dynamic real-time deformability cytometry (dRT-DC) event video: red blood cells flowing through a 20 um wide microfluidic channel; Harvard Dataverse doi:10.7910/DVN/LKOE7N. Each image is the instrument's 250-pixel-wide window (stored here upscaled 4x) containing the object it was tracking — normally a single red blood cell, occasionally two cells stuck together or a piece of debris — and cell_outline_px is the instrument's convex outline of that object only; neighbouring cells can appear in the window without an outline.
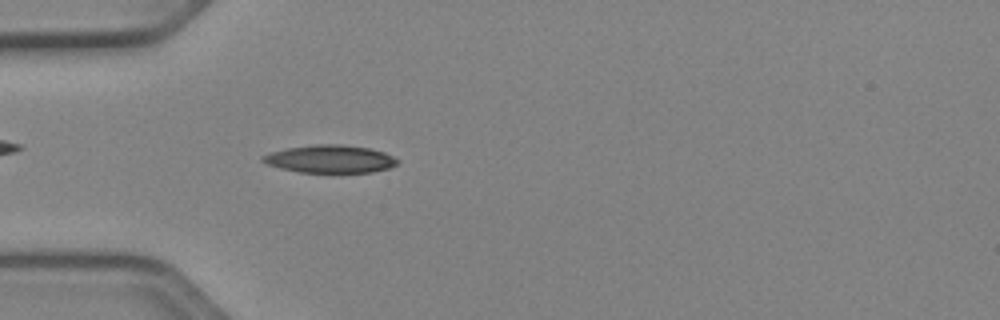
{"species": "Egyptian fruit bat (a non-hibernating species)", "species_latin": "Rousettus aegyptiacus", "temperature_condition": "cold", "stored_images_in_passage": 51, "camera_frame_rate_fps": 3000, "um_per_image_px": 0.085, "animal": {"sex": "female"}, "frame": {"image": 1, "passage_image": 15, "time_ms": 4.667, "image_size_px": [1000, 320], "cell_outline_px": [[400, 160], [396, 164], [388, 168], [372, 172], [300, 172], [280, 168], [268, 164], [260, 160], [260, 156], [268, 152], [288, 148], [316, 144], [340, 144], [368, 148], [384, 152]], "centroid_in_image_um": [28.02, 13.51], "position_along_channel_um": 57.0, "area_um2": 21.73}}
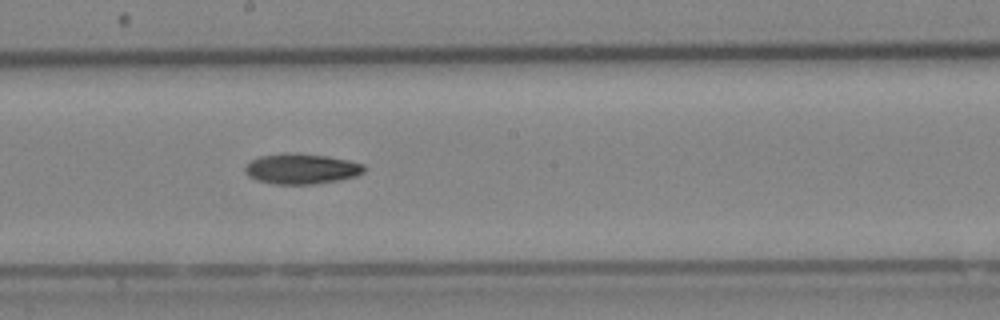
{"frame": {"image": 2, "passage_image": 28, "time_ms": 9.0, "image_size_px": [1000, 320], "cell_outline_px": [[364, 172], [356, 176], [336, 180], [312, 184], [272, 184], [256, 180], [248, 176], [244, 168], [252, 160], [260, 156], [328, 156], [348, 160], [364, 164]], "centroid_in_image_um": [25.65, 14.4], "position_along_channel_um": 222.6, "area_um2": 20.0}}
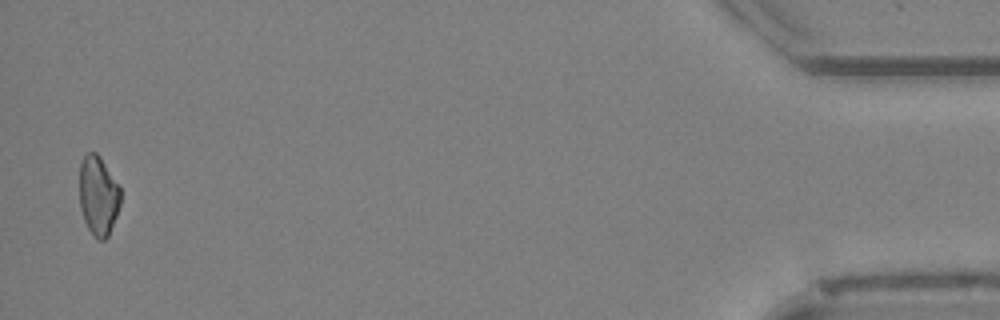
{"frame": {"image": 3, "passage_image": 50, "time_ms": 16.333, "image_size_px": [1000, 320], "cell_outline_px": [[120, 204], [116, 216], [108, 236], [104, 240], [96, 240], [88, 228], [84, 220], [80, 208], [80, 164], [84, 156], [88, 152], [96, 152], [100, 156], [120, 188]], "centroid_in_image_um": [8.34, 16.64], "position_along_channel_um": 426.9, "area_um2": 18.9}, "authors_computed_cell_mechanics": {"area_um2": 20.4034, "velocity_mm_per_s": 3.9637, "shape_relaxation_time_tau1_ms": 7.8677, "shape_relaxation_time_tau2_ms": null, "deformation_change_tau1": 0.1583, "deformation_change_tau2": null}}